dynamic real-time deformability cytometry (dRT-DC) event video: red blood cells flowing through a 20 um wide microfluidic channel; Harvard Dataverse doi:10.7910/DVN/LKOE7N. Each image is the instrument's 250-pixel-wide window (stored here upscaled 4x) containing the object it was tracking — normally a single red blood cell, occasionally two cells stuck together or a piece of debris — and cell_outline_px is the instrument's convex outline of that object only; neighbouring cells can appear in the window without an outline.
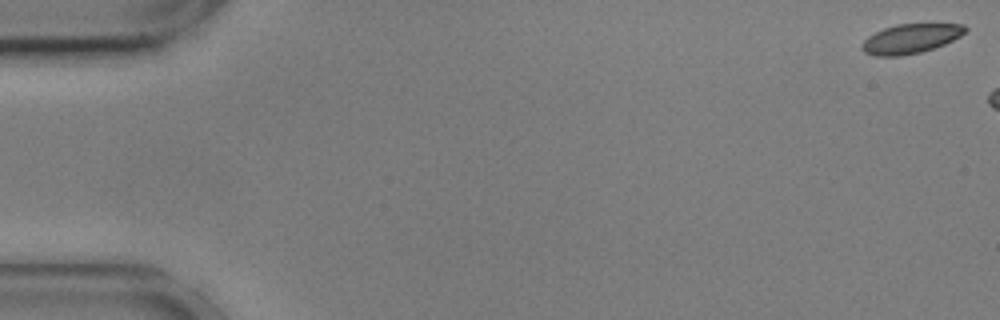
{"species": "common noctule bat (a hibernating species)", "species_latin": "Nyctalus noctula", "temperature_condition": "cold", "stored_images_in_passage": 8, "camera_frame_rate_fps": 3000, "um_per_image_px": 0.085, "animal": {"sex": "male", "body_mass_g": 17.9, "forearm_length_mm": 54.2}, "frame": {"image": 1, "passage_image": 1, "time_ms": 0.0, "image_size_px": [1000, 320], "cell_outline_px": [[968, 28], [960, 36], [944, 44], [920, 52], [900, 56], [876, 56], [864, 52], [860, 48], [860, 44], [868, 36], [884, 28], [896, 24], [964, 24]], "centroid_in_image_um": [77.37, 3.29], "position_along_channel_um": 7.6, "area_um2": 17.63}}